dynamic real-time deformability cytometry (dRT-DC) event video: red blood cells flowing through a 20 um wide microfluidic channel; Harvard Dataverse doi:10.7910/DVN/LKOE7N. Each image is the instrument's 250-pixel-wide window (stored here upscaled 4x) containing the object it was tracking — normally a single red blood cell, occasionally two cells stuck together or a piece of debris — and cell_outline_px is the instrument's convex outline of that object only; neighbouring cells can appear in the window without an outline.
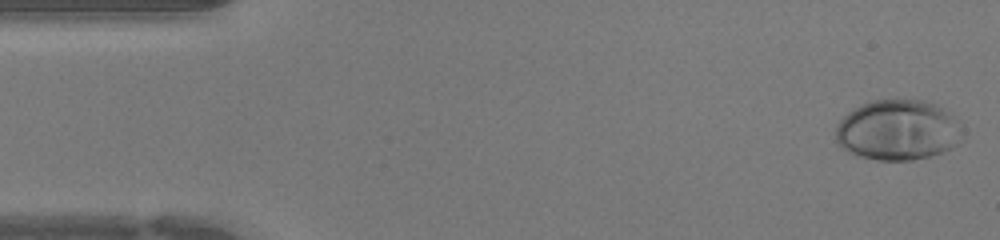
{"species": "human", "species_latin": "Homo sapiens", "temperature_condition": "warm", "stored_images_in_passage": 44, "camera_frame_rate_fps": 3000, "um_per_image_px": 0.085, "donor": {"sex": "female"}, "frame": {"image": 1, "passage_image": 1, "time_ms": 0.0, "image_size_px": [1000, 240], "cell_outline_px": [[964, 140], [960, 144], [952, 148], [928, 156], [912, 160], [876, 160], [856, 156], [848, 152], [836, 144], [836, 128], [840, 120], [848, 112], [872, 100], [928, 100], [936, 104], [948, 112], [956, 120]], "centroid_in_image_um": [76.31, 11.07], "position_along_channel_um": 8.7, "area_um2": 44.74}}
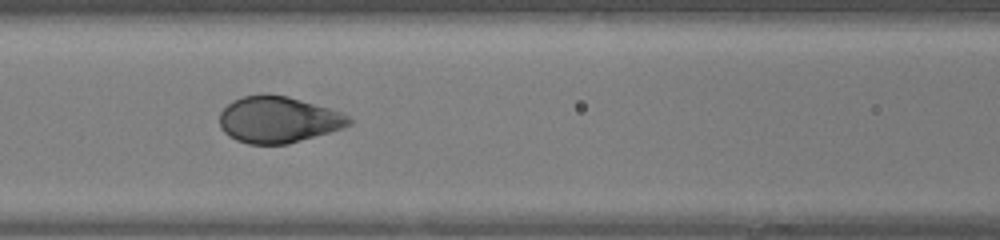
{"frame": {"image": 2, "passage_image": 18, "time_ms": 5.667, "image_size_px": [1000, 240], "cell_outline_px": [[352, 124], [344, 128], [288, 144], [248, 144], [236, 140], [228, 136], [220, 128], [220, 112], [232, 100], [240, 96], [264, 92], [288, 96], [328, 108], [340, 112], [348, 116], [352, 120]], "centroid_in_image_um": [23.62, 10.15], "position_along_channel_um": 143.0, "area_um2": 35.37}}
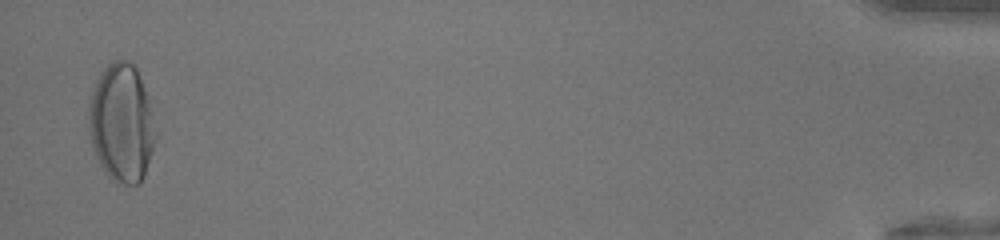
{"frame": {"image": 3, "passage_image": 43, "time_ms": 14.0, "image_size_px": [1000, 240], "cell_outline_px": [[156, 140], [144, 176], [140, 184], [116, 184], [104, 172], [92, 148], [88, 128], [88, 104], [92, 88], [100, 72], [112, 60], [128, 60], [136, 68], [144, 88], [148, 100], [156, 136]], "centroid_in_image_um": [10.29, 10.48], "position_along_channel_um": 424.9, "area_um2": 46.3}}